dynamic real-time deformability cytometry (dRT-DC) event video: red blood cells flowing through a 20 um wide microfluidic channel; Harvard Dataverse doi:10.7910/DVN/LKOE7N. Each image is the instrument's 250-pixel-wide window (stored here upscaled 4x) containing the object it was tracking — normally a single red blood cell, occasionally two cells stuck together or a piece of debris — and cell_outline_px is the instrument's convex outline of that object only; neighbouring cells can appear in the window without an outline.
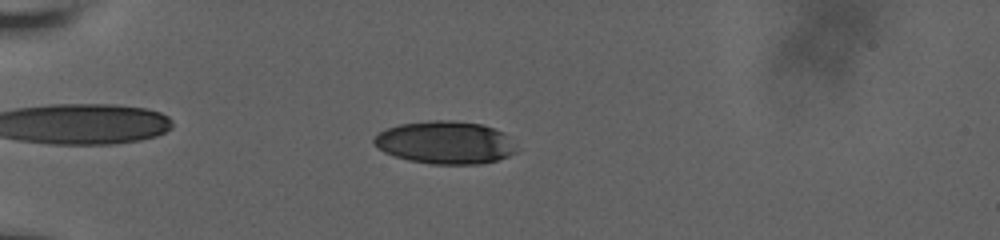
{"species": "human", "species_latin": "Homo sapiens", "temperature_condition": "room temperature", "stored_images_in_passage": 61, "camera_frame_rate_fps": 3000, "um_per_image_px": 0.085, "donor": {"sex": "male"}, "frame": {"image": 1, "passage_image": 20, "time_ms": 6.333, "image_size_px": [1000, 240], "cell_outline_px": [[520, 148], [516, 152], [508, 156], [496, 160], [480, 164], [432, 164], [408, 160], [384, 152], [372, 140], [380, 132], [388, 128], [400, 124], [428, 120], [452, 120], [480, 124], [504, 132]], "centroid_in_image_um": [37.9, 12.11], "position_along_channel_um": 47.1, "area_um2": 35.49}}
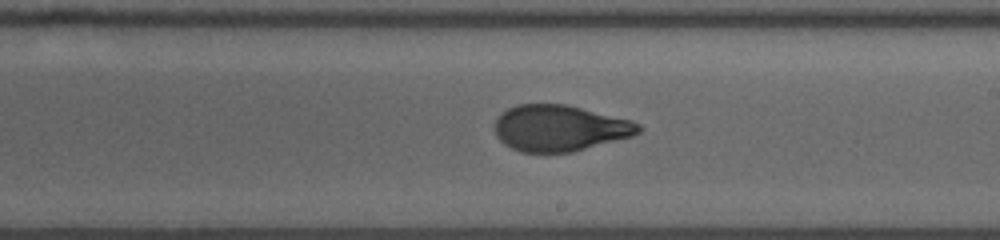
{"frame": {"image": 2, "passage_image": 39, "time_ms": 12.667, "image_size_px": [1000, 240], "cell_outline_px": [[644, 128], [640, 132], [632, 136], [572, 152], [520, 152], [504, 144], [496, 136], [492, 128], [496, 120], [508, 108], [520, 104], [564, 104], [632, 120], [640, 124]], "centroid_in_image_um": [47.57, 10.89], "position_along_channel_um": 241.4, "area_um2": 38.61}}
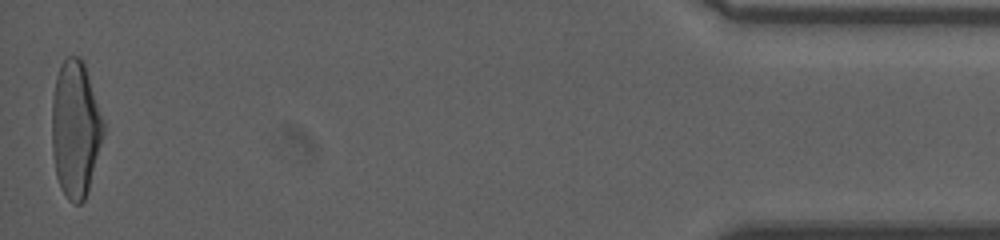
{"frame": {"image": 3, "passage_image": 61, "time_ms": 20.0, "image_size_px": [1000, 240], "cell_outline_px": [[104, 136], [88, 188], [84, 200], [80, 204], [72, 204], [68, 200], [60, 188], [56, 176], [52, 152], [52, 100], [56, 76], [60, 64], [68, 56], [80, 56], [84, 64], [104, 120]], "centroid_in_image_um": [6.4, 10.97], "position_along_channel_um": 428.8, "area_um2": 41.1}, "authors_computed_cell_mechanics": {"area_um2": 39.015, "velocity_mm_per_s": 3.6526, "shape_relaxation_time_tau1_ms": 6.1184, "shape_relaxation_time_tau2_ms": 0.9712, "deformation_change_tau1": 0.2365, "deformation_change_tau2": 0.0717}}